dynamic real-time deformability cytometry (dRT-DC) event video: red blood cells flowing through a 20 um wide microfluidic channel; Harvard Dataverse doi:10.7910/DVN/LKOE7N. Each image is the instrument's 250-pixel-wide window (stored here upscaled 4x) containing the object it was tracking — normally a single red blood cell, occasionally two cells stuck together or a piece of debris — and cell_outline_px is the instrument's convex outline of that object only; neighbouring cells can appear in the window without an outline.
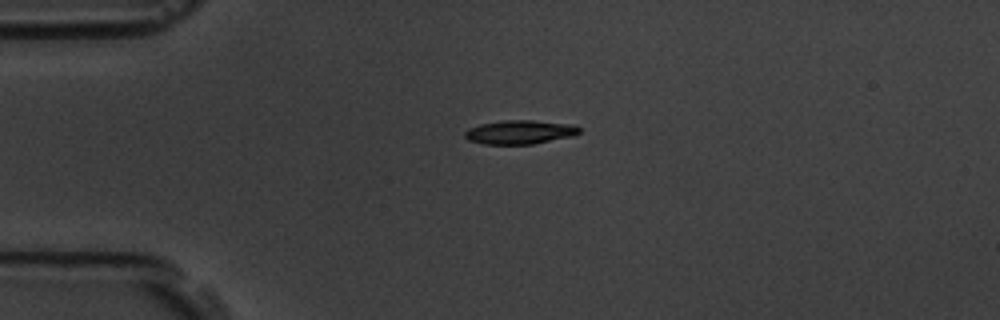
{"species": "common noctule bat (a hibernating species)", "species_latin": "Nyctalus noctula", "temperature_condition": "room temperature", "stored_images_in_passage": 45, "camera_frame_rate_fps": 3000, "um_per_image_px": 0.085, "animal": {"sex": "male", "body_mass_g": 19.5, "forearm_length_mm": 54.6}, "frame": {"image": 1, "passage_image": 1, "time_ms": 0.0, "image_size_px": [1000, 320], "cell_outline_px": [[580, 132], [572, 136], [532, 144], [484, 144], [468, 140], [464, 136], [464, 132], [468, 128], [480, 124], [504, 120], [532, 120], [576, 124], [580, 128]], "centroid_in_image_um": [44.19, 11.22], "position_along_channel_um": 40.8, "area_um2": 16.01}}
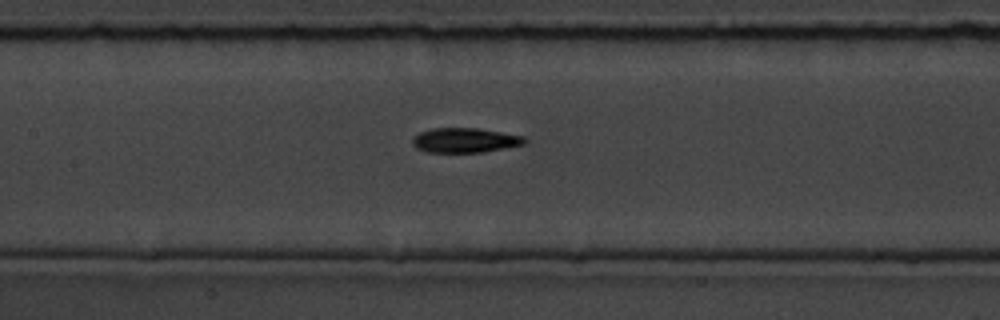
{"frame": {"image": 2, "passage_image": 14, "time_ms": 4.333, "image_size_px": [1000, 320], "cell_outline_px": [[528, 140], [524, 144], [484, 152], [428, 152], [416, 148], [412, 144], [412, 136], [420, 132], [432, 128], [476, 128], [524, 136]], "centroid_in_image_um": [39.49, 11.92], "position_along_channel_um": 167.9, "area_um2": 16.13}}
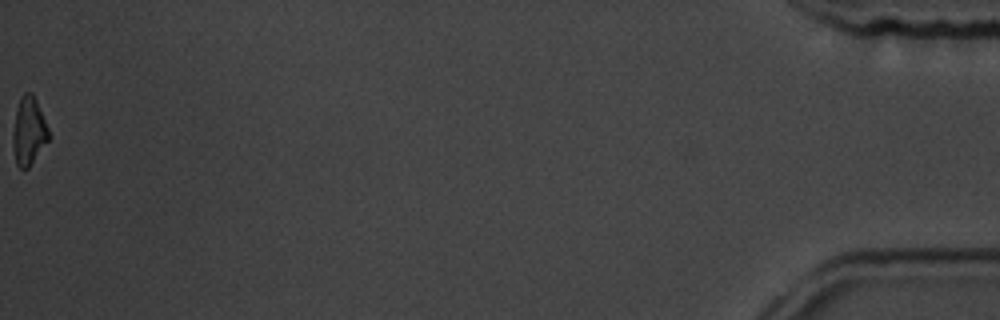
{"frame": {"image": 3, "passage_image": 45, "time_ms": 14.667, "image_size_px": [1000, 320], "cell_outline_px": [[52, 136], [28, 168], [20, 168], [16, 164], [12, 144], [12, 132], [16, 108], [20, 96], [24, 92], [32, 92], [36, 100]], "centroid_in_image_um": [2.44, 11.13], "position_along_channel_um": 432.8, "area_um2": 14.45}, "authors_computed_cell_mechanics": {"area_um2": 15.8372, "velocity_mm_per_s": 3.5615, "shape_relaxation_time_tau1_ms": 3.9292, "shape_relaxation_time_tau2_ms": null, "deformation_change_tau1": 0.1352, "deformation_change_tau2": null}}